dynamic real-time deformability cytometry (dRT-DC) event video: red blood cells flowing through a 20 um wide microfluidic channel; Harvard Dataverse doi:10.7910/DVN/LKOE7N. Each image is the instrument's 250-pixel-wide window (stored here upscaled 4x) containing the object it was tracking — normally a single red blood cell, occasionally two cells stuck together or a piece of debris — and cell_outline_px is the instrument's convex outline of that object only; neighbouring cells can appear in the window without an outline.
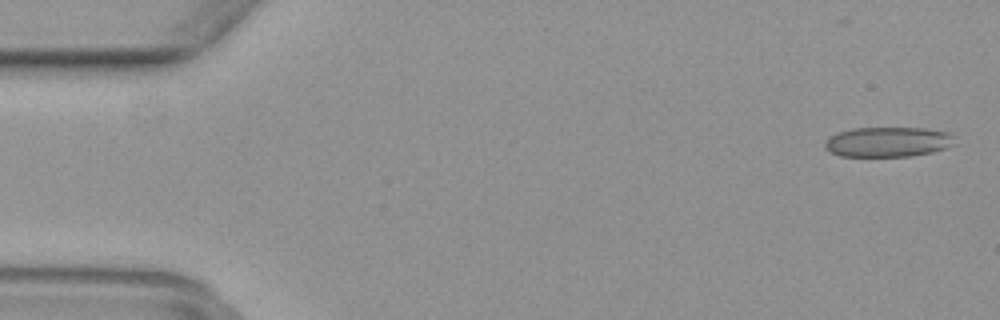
{"species": "common noctule bat (a hibernating species)", "species_latin": "Nyctalus noctula", "temperature_condition": "warm", "stored_images_in_passage": 50, "camera_frame_rate_fps": 3000, "um_per_image_px": 0.085, "animal": {"sex": "female", "body_mass_g": 29.2, "forearm_length_mm": 56.3}, "frame": {"image": 1, "passage_image": 2, "time_ms": 0.333, "image_size_px": [1000, 320], "cell_outline_px": [[952, 136], [944, 148], [932, 152], [912, 156], [840, 156], [824, 148], [824, 144], [828, 136], [836, 132], [852, 128], [924, 128], [948, 132]], "centroid_in_image_um": [75.34, 12.05], "position_along_channel_um": 9.7, "area_um2": 22.37}}
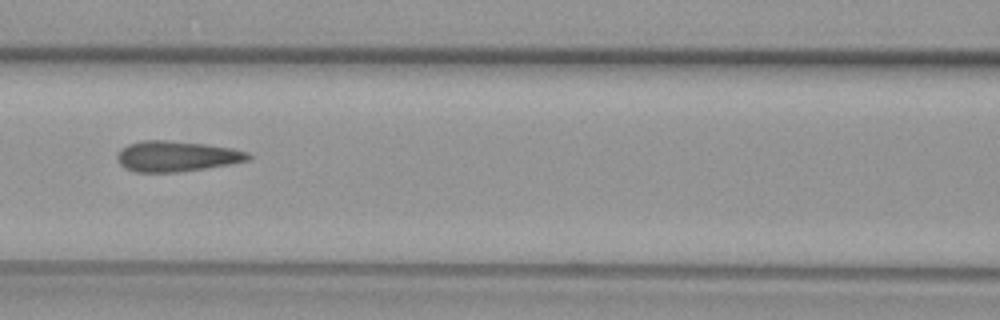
{"frame": {"image": 2, "passage_image": 22, "time_ms": 7.0, "image_size_px": [1000, 320], "cell_outline_px": [[252, 156], [248, 160], [228, 164], [204, 168], [176, 172], [136, 172], [124, 168], [120, 164], [116, 156], [128, 144], [140, 140], [164, 140], [204, 144], [232, 148], [248, 152]], "centroid_in_image_um": [14.99, 13.28], "position_along_channel_um": 151.6, "area_um2": 23.06}}
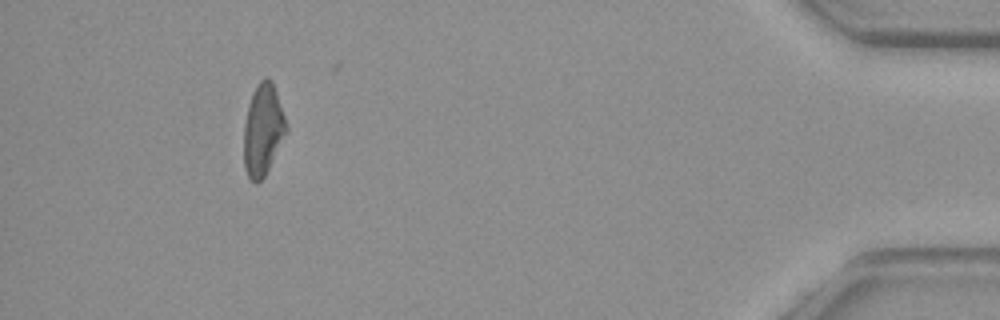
{"frame": {"image": 3, "passage_image": 46, "time_ms": 15.0, "image_size_px": [1000, 320], "cell_outline_px": [[288, 132], [264, 176], [256, 184], [248, 176], [244, 168], [244, 124], [248, 104], [252, 92], [256, 84], [264, 76], [268, 76], [272, 80], [288, 128]], "centroid_in_image_um": [22.35, 11.0], "position_along_channel_um": 412.9, "area_um2": 22.72}}